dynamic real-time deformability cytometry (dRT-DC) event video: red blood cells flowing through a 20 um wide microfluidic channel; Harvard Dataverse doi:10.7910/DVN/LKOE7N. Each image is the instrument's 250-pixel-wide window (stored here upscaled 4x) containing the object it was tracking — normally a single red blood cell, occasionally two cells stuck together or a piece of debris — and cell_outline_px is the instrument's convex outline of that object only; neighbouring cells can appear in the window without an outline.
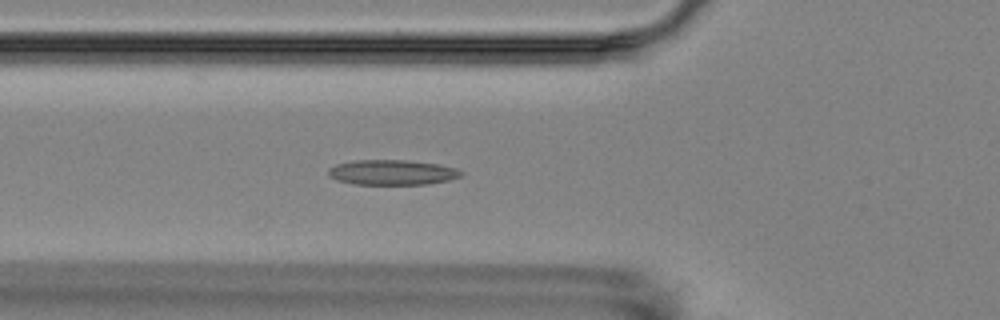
{"species": "Egyptian fruit bat (a non-hibernating species)", "species_latin": "Rousettus aegyptiacus", "temperature_condition": "room temperature", "stored_images_in_passage": 4, "camera_frame_rate_fps": 3000, "um_per_image_px": 0.085, "animal": {"sex": "female"}, "frame": {"image": 1, "passage_image": 4, "time_ms": 5.333, "image_size_px": [1000, 320], "cell_outline_px": [[464, 172], [460, 176], [448, 180], [428, 184], [356, 184], [336, 180], [328, 176], [328, 168], [336, 164], [352, 160], [404, 160], [440, 164], [456, 168]], "centroid_in_image_um": [33.31, 14.64], "position_along_channel_um": 92.5, "area_um2": 19.48}}